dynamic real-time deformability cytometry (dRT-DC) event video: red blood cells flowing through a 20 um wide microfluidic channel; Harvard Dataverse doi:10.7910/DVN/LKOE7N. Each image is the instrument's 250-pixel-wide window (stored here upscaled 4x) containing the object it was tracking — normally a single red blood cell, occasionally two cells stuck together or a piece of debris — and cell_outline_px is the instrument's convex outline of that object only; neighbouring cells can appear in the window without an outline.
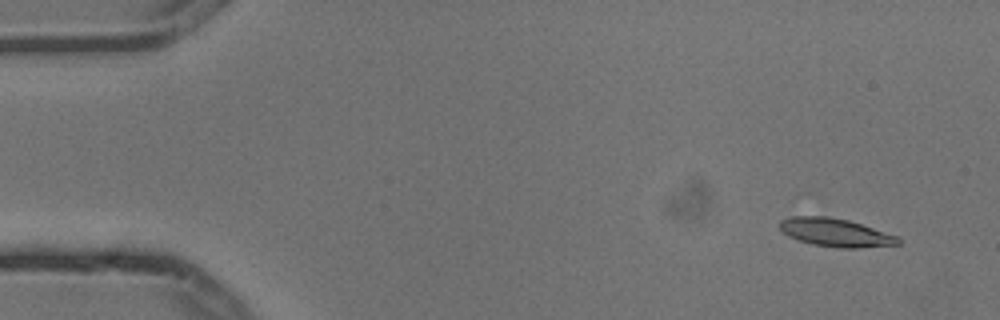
{"species": "common noctule bat (a hibernating species)", "species_latin": "Nyctalus noctula", "temperature_condition": "cold", "stored_images_in_passage": 8, "camera_frame_rate_fps": 3000, "um_per_image_px": 0.085, "animal": {"sex": "male", "body_mass_g": 13.3}, "frame": {"image": 1, "passage_image": 1, "time_ms": 0.0, "image_size_px": [1000, 320], "cell_outline_px": [[900, 244], [856, 248], [840, 248], [812, 244], [788, 236], [780, 228], [780, 220], [792, 216], [828, 216], [848, 220], [900, 236]], "centroid_in_image_um": [71.05, 19.76], "position_along_channel_um": 14.0, "area_um2": 19.42}}
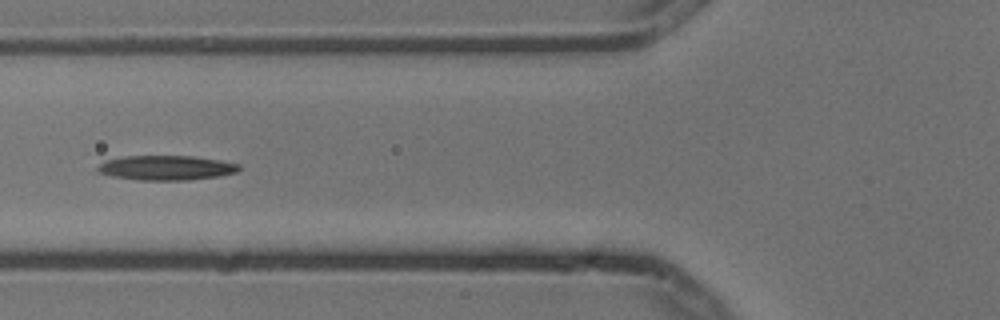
{"frame": {"image": 2, "passage_image": 6, "time_ms": 1.667, "image_size_px": [1000, 320], "cell_outline_px": [[240, 168], [236, 172], [220, 176], [188, 180], [140, 180], [112, 176], [96, 172], [96, 168], [104, 160], [124, 156], [192, 156], [240, 164]], "centroid_in_image_um": [14.08, 14.26], "position_along_channel_um": 111.7, "area_um2": 20.29}}
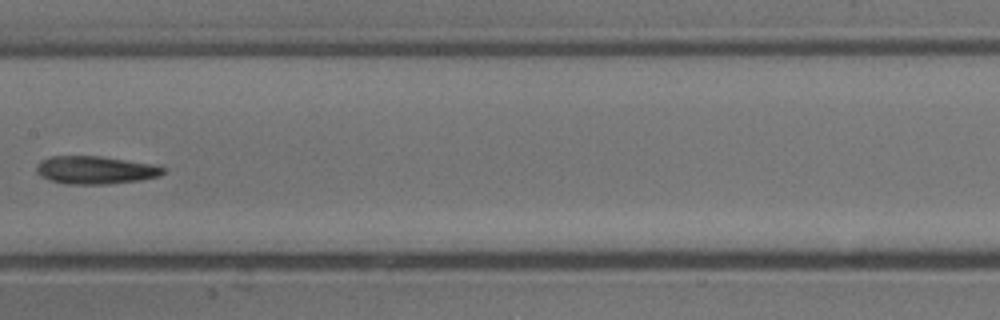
{"frame": {"image": 3, "passage_image": 8, "time_ms": 2.333, "image_size_px": [1000, 320], "cell_outline_px": [[164, 172], [160, 176], [140, 180], [108, 184], [64, 184], [40, 176], [36, 172], [36, 164], [40, 160], [52, 156], [100, 156], [148, 164], [164, 168]], "centroid_in_image_um": [8.04, 14.46], "position_along_channel_um": 199.4, "area_um2": 20.4}}